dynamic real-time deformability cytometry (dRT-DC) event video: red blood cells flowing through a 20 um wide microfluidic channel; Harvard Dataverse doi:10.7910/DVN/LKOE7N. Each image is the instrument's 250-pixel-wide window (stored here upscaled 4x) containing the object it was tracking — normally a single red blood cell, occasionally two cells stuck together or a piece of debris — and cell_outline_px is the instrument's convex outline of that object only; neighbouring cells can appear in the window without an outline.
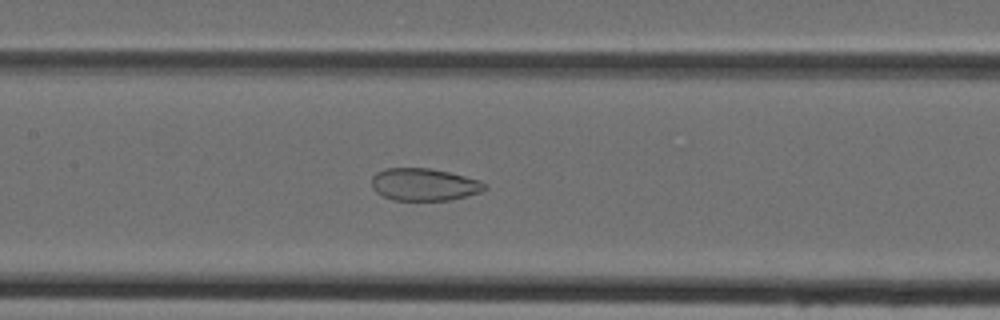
{"species": "Egyptian fruit bat (a non-hibernating species)", "species_latin": "Rousettus aegyptiacus", "temperature_condition": "cold", "stored_images_in_passage": 26, "camera_frame_rate_fps": 3000, "um_per_image_px": 0.085, "animal": {"sex": "female"}, "frame": {"image": 1, "passage_image": 15, "time_ms": 4.667, "image_size_px": [1000, 320], "cell_outline_px": [[488, 188], [480, 192], [468, 196], [448, 200], [392, 200], [376, 192], [372, 188], [372, 176], [376, 172], [384, 168], [432, 168], [480, 180]], "centroid_in_image_um": [36.03, 15.68], "position_along_channel_um": 171.4, "area_um2": 21.39}}
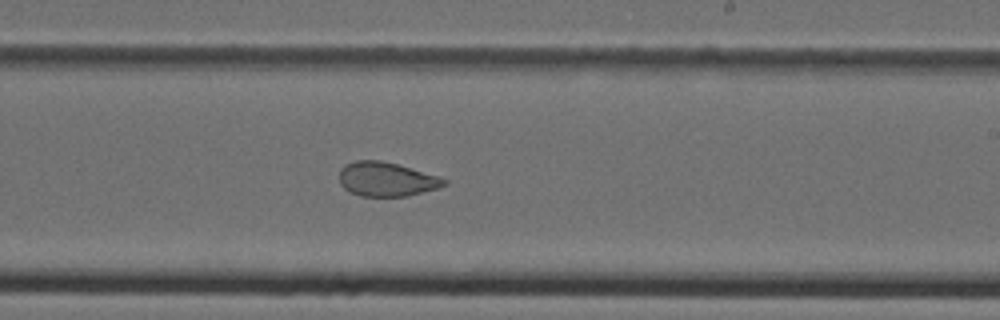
{"frame": {"image": 2, "passage_image": 21, "time_ms": 6.667, "image_size_px": [1000, 320], "cell_outline_px": [[448, 184], [436, 188], [404, 196], [360, 196], [344, 188], [340, 184], [340, 168], [344, 164], [356, 160], [380, 160], [396, 164], [440, 176], [448, 180]], "centroid_in_image_um": [32.84, 15.22], "position_along_channel_um": 256.2, "area_um2": 20.75}}
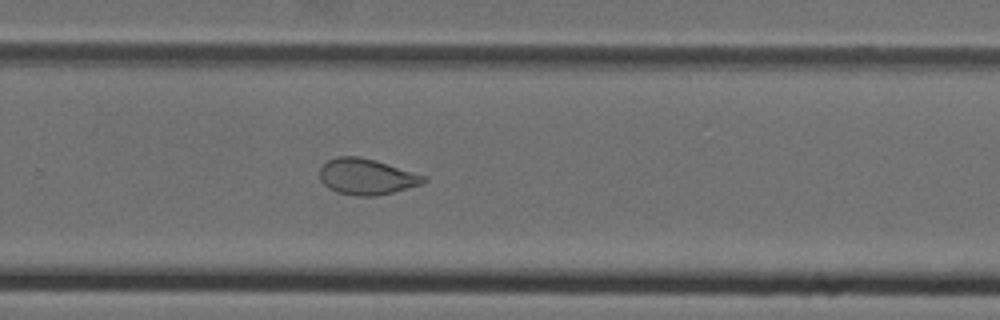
{"frame": {"image": 3, "passage_image": 24, "time_ms": 7.667, "image_size_px": [1000, 320], "cell_outline_px": [[428, 180], [420, 184], [392, 192], [376, 196], [356, 196], [336, 192], [328, 188], [320, 180], [320, 168], [328, 160], [336, 156], [360, 156], [376, 160], [428, 176]], "centroid_in_image_um": [31.16, 15.01], "position_along_channel_um": 298.6, "area_um2": 21.91}}